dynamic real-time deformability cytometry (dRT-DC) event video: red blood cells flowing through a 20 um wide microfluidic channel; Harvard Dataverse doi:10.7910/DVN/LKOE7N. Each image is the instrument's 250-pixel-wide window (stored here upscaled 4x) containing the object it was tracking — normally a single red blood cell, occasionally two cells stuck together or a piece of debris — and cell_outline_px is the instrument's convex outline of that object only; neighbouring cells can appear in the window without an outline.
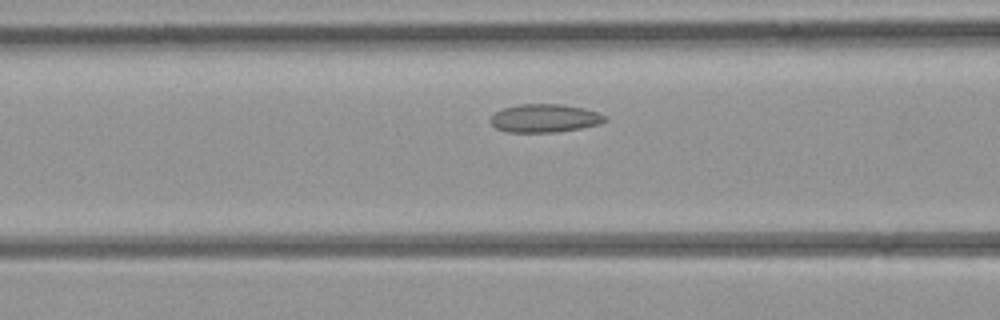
{"species": "common noctule bat (a hibernating species)", "species_latin": "Nyctalus noctula", "temperature_condition": "room temperature", "stored_images_in_passage": 8, "segment_of_instrument_passage": [1, 2], "camera_frame_rate_fps": 3000, "um_per_image_px": 0.085, "animal": {"sex": "female", "body_mass_g": 21.9}, "frame": {"image": 1, "passage_image": 7, "time_ms": 7.667, "image_size_px": [1000, 320], "cell_outline_px": [[608, 120], [600, 124], [580, 128], [552, 132], [508, 132], [496, 128], [488, 120], [496, 112], [504, 108], [520, 104], [560, 104], [584, 108], [608, 116]], "centroid_in_image_um": [46.31, 10.05], "position_along_channel_um": 120.3, "area_um2": 18.79}}